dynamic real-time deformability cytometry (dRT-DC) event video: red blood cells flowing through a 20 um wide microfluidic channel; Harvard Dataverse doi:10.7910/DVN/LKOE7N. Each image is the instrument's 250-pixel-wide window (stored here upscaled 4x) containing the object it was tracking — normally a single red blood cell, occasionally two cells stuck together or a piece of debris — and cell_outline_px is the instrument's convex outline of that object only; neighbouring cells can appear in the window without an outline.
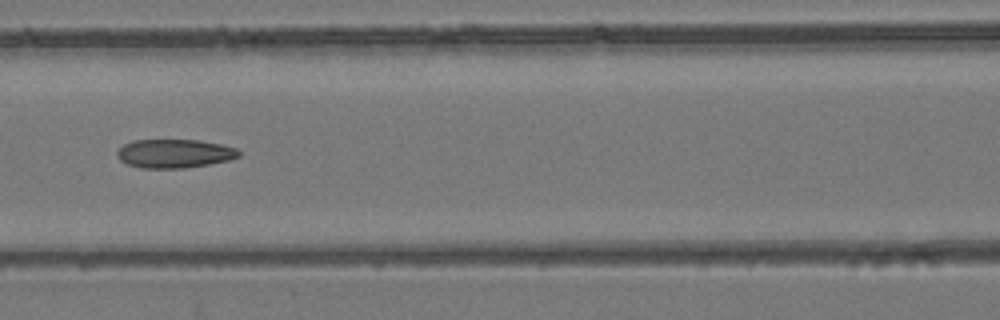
{"species": "common noctule bat (a hibernating species)", "species_latin": "Nyctalus noctula", "temperature_condition": "room temperature", "stored_images_in_passage": 4, "camera_frame_rate_fps": 3000, "um_per_image_px": 0.085, "animal": {"sex": "female", "body_mass_g": 24.6, "forearm_length_mm": 56.2}, "frame": {"image": 1, "passage_image": 4, "time_ms": 3.333, "image_size_px": [1000, 320], "cell_outline_px": [[240, 156], [228, 160], [208, 164], [184, 168], [140, 168], [128, 164], [120, 160], [116, 156], [116, 152], [124, 144], [132, 140], [200, 140], [220, 144], [236, 148], [240, 152]], "centroid_in_image_um": [14.81, 13.05], "position_along_channel_um": 151.8, "area_um2": 20.35}}